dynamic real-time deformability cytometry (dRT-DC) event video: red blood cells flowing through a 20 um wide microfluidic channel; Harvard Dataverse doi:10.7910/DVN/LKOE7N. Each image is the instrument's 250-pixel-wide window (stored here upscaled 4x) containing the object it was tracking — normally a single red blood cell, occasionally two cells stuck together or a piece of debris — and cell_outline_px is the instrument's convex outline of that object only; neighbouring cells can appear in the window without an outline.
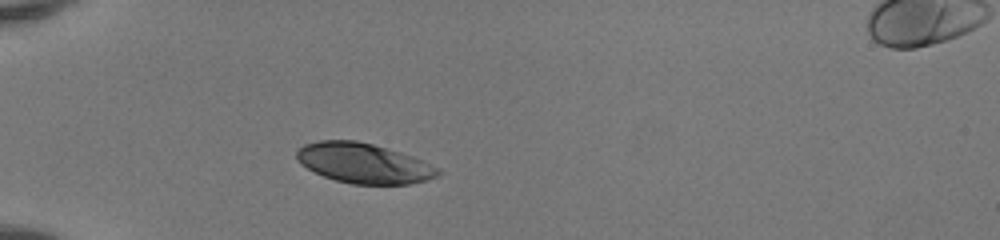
{"species": "human", "species_latin": "Homo sapiens", "temperature_condition": "room temperature", "stored_images_in_passage": 35, "camera_frame_rate_fps": 3000, "um_per_image_px": 0.085, "donor": {"sex": "female"}, "frame": {"image": 1, "passage_image": 1, "time_ms": 0.0, "image_size_px": [1000, 240], "cell_outline_px": [[440, 172], [436, 176], [428, 180], [408, 184], [352, 184], [336, 180], [324, 176], [300, 164], [296, 160], [296, 152], [304, 144], [320, 140], [356, 140], [372, 144], [400, 152], [412, 156], [440, 168]], "centroid_in_image_um": [30.91, 13.87], "position_along_channel_um": 54.1, "area_um2": 32.83}}
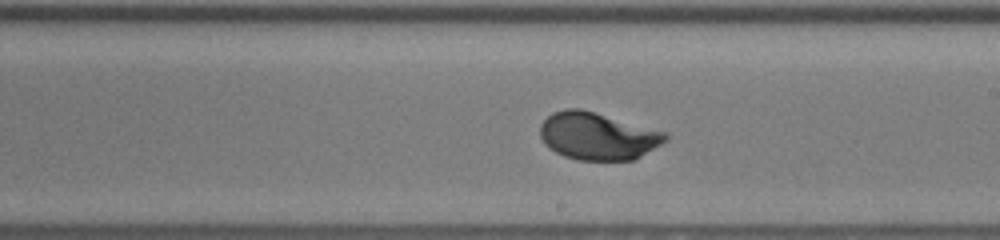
{"frame": {"image": 2, "passage_image": 16, "time_ms": 5.0, "image_size_px": [1000, 240], "cell_outline_px": [[668, 140], [636, 160], [576, 160], [564, 156], [548, 148], [544, 144], [540, 136], [540, 124], [552, 112], [564, 108], [580, 108], [668, 132]], "centroid_in_image_um": [50.81, 11.57], "position_along_channel_um": 238.2, "area_um2": 35.03}}
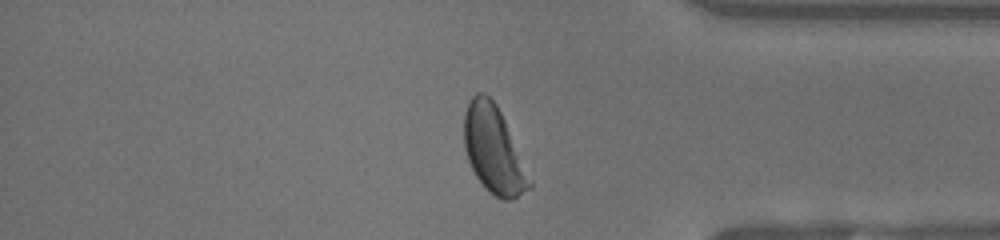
{"frame": {"image": 3, "passage_image": 28, "time_ms": 9.0, "image_size_px": [1000, 240], "cell_outline_px": [[532, 188], [512, 200], [504, 200], [488, 192], [484, 188], [476, 176], [468, 160], [464, 148], [464, 112], [472, 96], [476, 92], [484, 92], [496, 104], [504, 120], [532, 184]], "centroid_in_image_um": [41.92, 12.75], "position_along_channel_um": 393.3, "area_um2": 32.66}, "authors_computed_cell_mechanics": {"area_um2": 34.68, "velocity_mm_per_s": 4.1298, "shape_relaxation_time_tau1_ms": 2.267, "shape_relaxation_time_tau2_ms": null, "deformation_change_tau1": 0.155, "deformation_change_tau2": null}}